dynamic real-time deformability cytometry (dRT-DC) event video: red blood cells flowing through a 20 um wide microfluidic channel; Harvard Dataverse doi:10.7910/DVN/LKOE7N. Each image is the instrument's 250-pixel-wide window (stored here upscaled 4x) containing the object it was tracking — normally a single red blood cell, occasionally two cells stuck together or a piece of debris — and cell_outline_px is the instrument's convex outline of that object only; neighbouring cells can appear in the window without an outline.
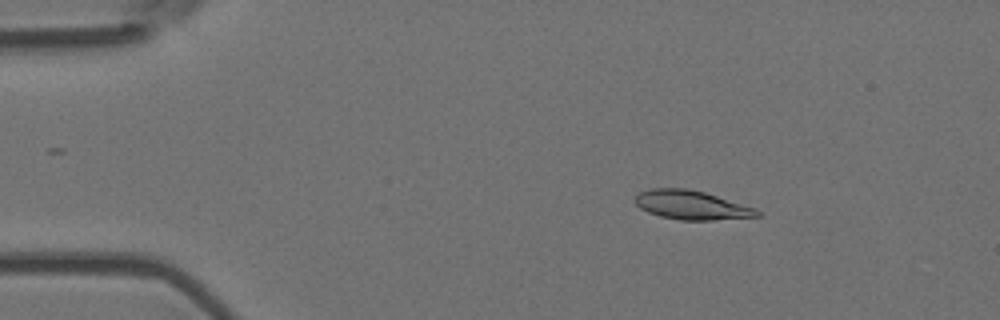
{"species": "Egyptian fruit bat (a non-hibernating species)", "species_latin": "Rousettus aegyptiacus", "temperature_condition": "room temperature", "stored_images_in_passage": 3, "camera_frame_rate_fps": 3000, "um_per_image_px": 0.085, "animal": {"sex": "female"}, "frame": {"image": 1, "passage_image": 1, "time_ms": 0.0, "image_size_px": [1000, 320], "cell_outline_px": [[760, 216], [712, 220], [680, 220], [660, 216], [648, 212], [640, 208], [632, 200], [640, 192], [648, 188], [688, 188], [704, 192], [756, 208], [760, 212]], "centroid_in_image_um": [58.74, 17.42], "position_along_channel_um": 26.3, "area_um2": 20.63}}